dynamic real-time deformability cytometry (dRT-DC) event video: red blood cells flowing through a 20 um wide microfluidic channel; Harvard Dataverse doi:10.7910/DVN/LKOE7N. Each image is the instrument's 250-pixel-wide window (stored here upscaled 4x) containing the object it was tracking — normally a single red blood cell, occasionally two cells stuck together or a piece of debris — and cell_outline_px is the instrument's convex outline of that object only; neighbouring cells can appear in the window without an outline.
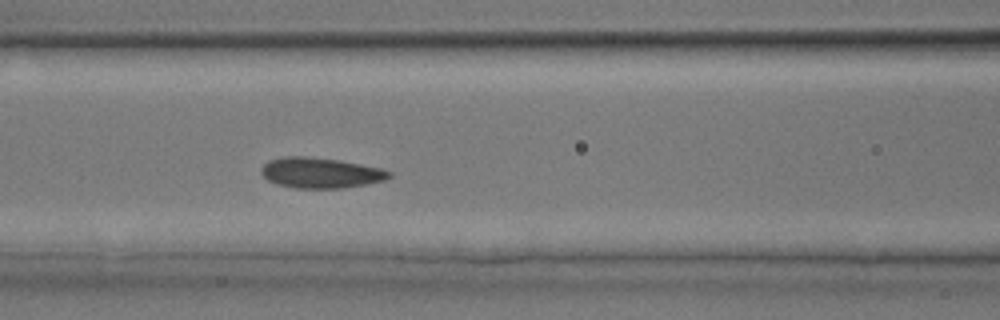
{"species": "common noctule bat (a hibernating species)", "species_latin": "Nyctalus noctula", "temperature_condition": "room temperature", "stored_images_in_passage": 12, "camera_frame_rate_fps": 3000, "um_per_image_px": 0.085, "animal": {"sex": "male", "body_mass_g": 17.9, "forearm_length_mm": 54.2}, "frame": {"image": 1, "passage_image": 4, "time_ms": 1.0, "image_size_px": [1000, 320], "cell_outline_px": [[392, 176], [384, 180], [364, 184], [340, 188], [296, 188], [276, 184], [268, 180], [260, 172], [260, 168], [268, 160], [284, 156], [308, 156], [340, 160], [380, 168], [392, 172]], "centroid_in_image_um": [27.21, 14.68], "position_along_channel_um": 139.4, "area_um2": 22.72}}
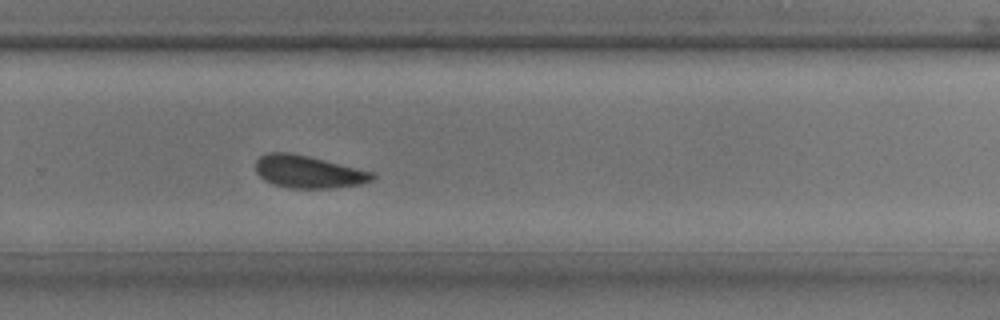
{"frame": {"image": 2, "passage_image": 12, "time_ms": 3.667, "image_size_px": [1000, 320], "cell_outline_px": [[376, 176], [372, 180], [360, 184], [332, 188], [292, 188], [272, 184], [264, 180], [256, 172], [256, 160], [260, 156], [268, 152], [292, 152], [372, 172]], "centroid_in_image_um": [26.16, 14.6], "position_along_channel_um": 303.6, "area_um2": 21.96}}